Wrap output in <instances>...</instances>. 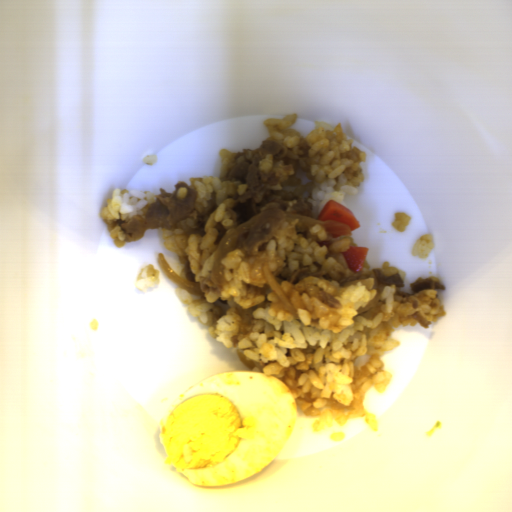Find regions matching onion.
Listing matches in <instances>:
<instances>
[{
  "mask_svg": "<svg viewBox=\"0 0 512 512\" xmlns=\"http://www.w3.org/2000/svg\"><path fill=\"white\" fill-rule=\"evenodd\" d=\"M262 214V213H261ZM251 216L249 220L230 230L221 240L216 255L214 257L212 268V281L219 289H223L229 283L225 279L224 270L226 266L221 263L222 258L227 257V253L239 247L240 236L247 231H251L253 222L261 215Z\"/></svg>",
  "mask_w": 512,
  "mask_h": 512,
  "instance_id": "1",
  "label": "onion"
},
{
  "mask_svg": "<svg viewBox=\"0 0 512 512\" xmlns=\"http://www.w3.org/2000/svg\"><path fill=\"white\" fill-rule=\"evenodd\" d=\"M285 212V211H284ZM286 218L284 221H287L289 225L296 219H299L298 223L295 226L296 233L300 232H308L309 229L315 224L323 225L328 234H331L332 238H340L342 236L352 237V230L350 226L340 224L331 220H318L317 218L310 217L303 214L293 213V212H285Z\"/></svg>",
  "mask_w": 512,
  "mask_h": 512,
  "instance_id": "2",
  "label": "onion"
},
{
  "mask_svg": "<svg viewBox=\"0 0 512 512\" xmlns=\"http://www.w3.org/2000/svg\"><path fill=\"white\" fill-rule=\"evenodd\" d=\"M156 263L163 271V273L172 280L179 288L187 293H191L198 296H203L204 293L201 290L200 282H193L185 279L178 274L171 265L165 260L163 253H158L156 256Z\"/></svg>",
  "mask_w": 512,
  "mask_h": 512,
  "instance_id": "3",
  "label": "onion"
},
{
  "mask_svg": "<svg viewBox=\"0 0 512 512\" xmlns=\"http://www.w3.org/2000/svg\"><path fill=\"white\" fill-rule=\"evenodd\" d=\"M262 274L270 288V290L273 292L275 297L280 302L282 308L287 313L293 315L294 317H299L293 303L290 301L286 293L283 291L279 283L274 278L271 269L269 267V264L267 260L261 265Z\"/></svg>",
  "mask_w": 512,
  "mask_h": 512,
  "instance_id": "4",
  "label": "onion"
}]
</instances>
